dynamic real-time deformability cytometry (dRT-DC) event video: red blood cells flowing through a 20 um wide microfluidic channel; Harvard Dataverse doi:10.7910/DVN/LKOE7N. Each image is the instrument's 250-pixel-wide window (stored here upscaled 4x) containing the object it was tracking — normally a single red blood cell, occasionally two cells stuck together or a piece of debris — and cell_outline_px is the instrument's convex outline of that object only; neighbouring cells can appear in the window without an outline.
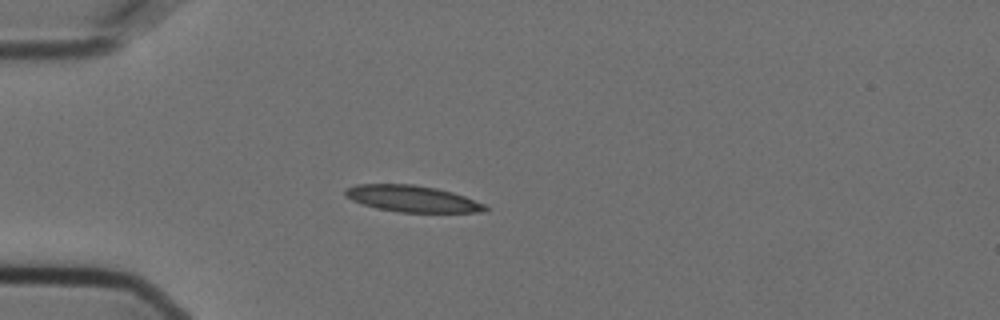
{"species": "Egyptian fruit bat (a non-hibernating species)", "species_latin": "Rousettus aegyptiacus", "temperature_condition": "cold", "stored_images_in_passage": 35, "camera_frame_rate_fps": 3000, "um_per_image_px": 0.085, "animal": {"sex": "female"}, "frame": {"image": 1, "passage_image": 1, "time_ms": 0.0, "image_size_px": [1000, 320], "cell_outline_px": [[488, 212], [396, 212], [376, 208], [352, 200], [344, 196], [344, 188], [356, 184], [412, 184], [436, 188], [452, 192], [464, 196], [484, 204], [488, 208]], "centroid_in_image_um": [35.01, 16.89], "position_along_channel_um": 50.0, "area_um2": 21.62}}
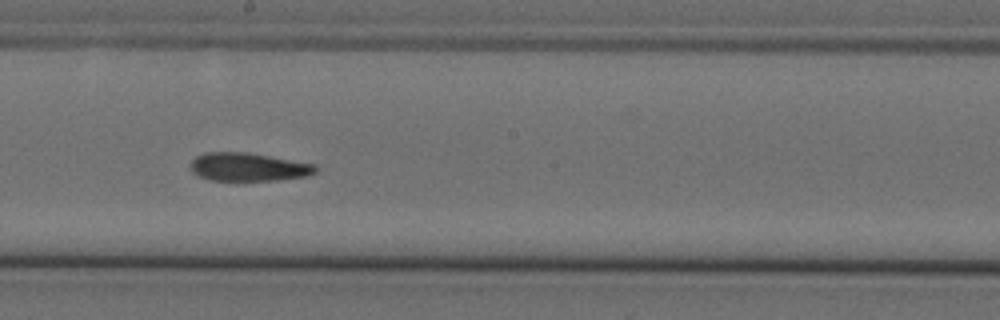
{"frame": {"image": 2, "passage_image": 17, "time_ms": 5.333, "image_size_px": [1000, 320], "cell_outline_px": [[316, 172], [308, 176], [276, 180], [208, 180], [192, 172], [188, 164], [196, 156], [204, 152], [248, 152], [316, 164]], "centroid_in_image_um": [21.08, 14.18], "position_along_channel_um": 227.1, "area_um2": 20.75}}
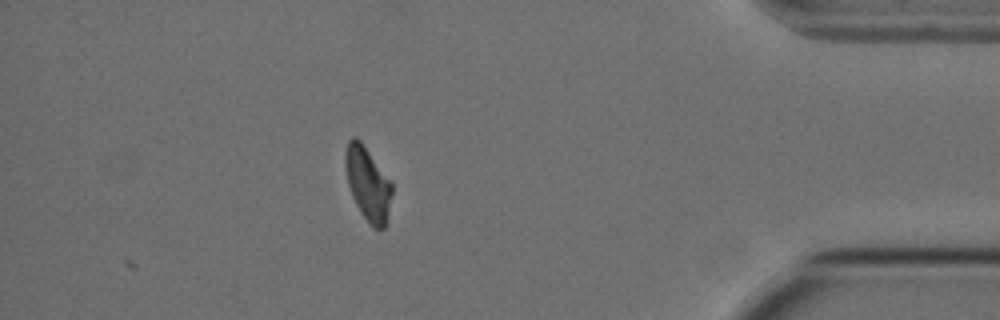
{"frame": {"image": 3, "passage_image": 35, "time_ms": 11.333, "image_size_px": [1000, 320], "cell_outline_px": [[392, 192], [384, 228], [376, 228], [360, 212], [352, 196], [348, 184], [344, 164], [344, 152], [348, 140], [352, 136], [356, 136], [360, 140], [392, 184]], "centroid_in_image_um": [31.21, 15.55], "position_along_channel_um": 404.0, "area_um2": 19.48}, "authors_computed_cell_mechanics": {"area_um2": 21.1548, "velocity_mm_per_s": 3.6153, "shape_relaxation_time_tau1_ms": null, "shape_relaxation_time_tau2_ms": 6.1564, "deformation_change_tau1": null, "deformation_change_tau2": 0.1286}}